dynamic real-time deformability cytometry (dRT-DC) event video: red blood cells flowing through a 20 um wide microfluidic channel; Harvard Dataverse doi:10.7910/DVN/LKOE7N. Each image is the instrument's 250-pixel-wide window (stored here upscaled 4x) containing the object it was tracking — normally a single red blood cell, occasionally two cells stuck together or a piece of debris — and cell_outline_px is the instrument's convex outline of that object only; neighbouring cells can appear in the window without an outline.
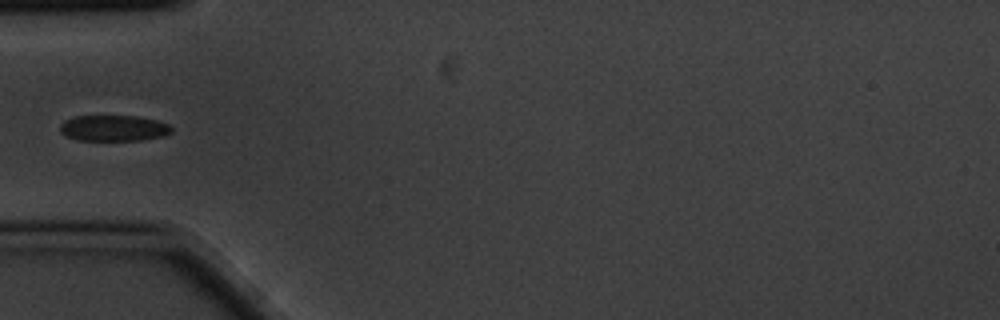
{"species": "common noctule bat (a hibernating species)", "species_latin": "Nyctalus noctula", "temperature_condition": "cold", "stored_images_in_passage": 11, "camera_frame_rate_fps": 3000, "um_per_image_px": 0.085, "animal": {"sex": "male", "body_mass_g": 20.1, "forearm_length_mm": 53.5}, "frame": {"image": 1, "passage_image": 5, "time_ms": 1.333, "image_size_px": [1000, 320], "cell_outline_px": [[172, 132], [164, 136], [140, 140], [76, 140], [64, 136], [60, 132], [60, 124], [64, 120], [76, 116], [136, 116], [156, 120], [168, 124], [172, 128]], "centroid_in_image_um": [9.63, 10.89], "position_along_channel_um": 75.4, "area_um2": 16.94}}